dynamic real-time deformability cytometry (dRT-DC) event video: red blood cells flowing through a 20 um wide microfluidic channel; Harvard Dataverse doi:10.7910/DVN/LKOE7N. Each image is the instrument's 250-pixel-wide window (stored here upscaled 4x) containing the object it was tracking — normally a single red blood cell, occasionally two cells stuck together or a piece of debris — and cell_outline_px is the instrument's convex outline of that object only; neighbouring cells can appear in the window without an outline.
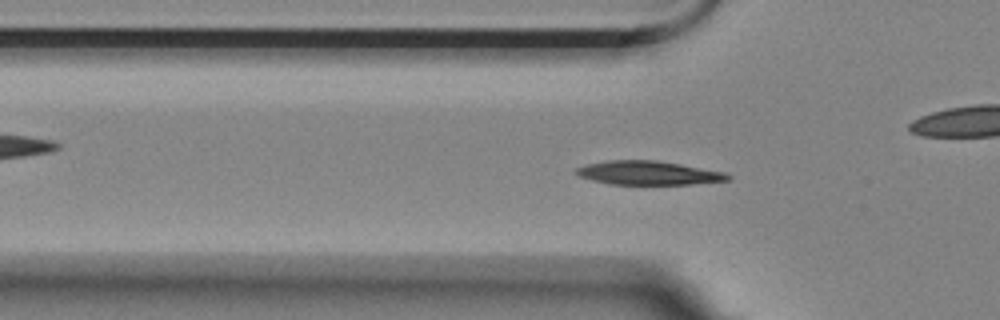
{"species": "Egyptian fruit bat (a non-hibernating species)", "species_latin": "Rousettus aegyptiacus", "temperature_condition": "room temperature", "stored_images_in_passage": 57, "camera_frame_rate_fps": 3000, "um_per_image_px": 0.085, "animal": {"sex": "female"}, "frame": {"image": 1, "passage_image": 17, "time_ms": 5.333, "image_size_px": [1000, 320], "cell_outline_px": [[732, 176], [728, 180], [688, 184], [612, 184], [592, 180], [580, 176], [572, 172], [576, 168], [588, 164], [608, 160], [656, 160], [680, 164], [724, 172]], "centroid_in_image_um": [55.07, 14.69], "position_along_channel_um": 70.7, "area_um2": 20.81}}
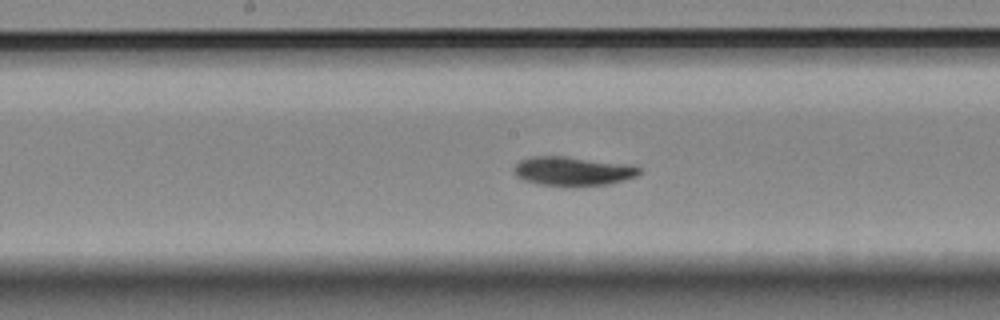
{"frame": {"image": 2, "passage_image": 28, "time_ms": 9.0, "image_size_px": [1000, 320], "cell_outline_px": [[640, 172], [636, 176], [624, 180], [608, 184], [576, 188], [540, 184], [524, 180], [516, 176], [512, 172], [512, 168], [520, 160], [532, 156], [564, 156], [632, 164], [640, 168]], "centroid_in_image_um": [48.68, 14.56], "position_along_channel_um": 199.5, "area_um2": 21.79}}
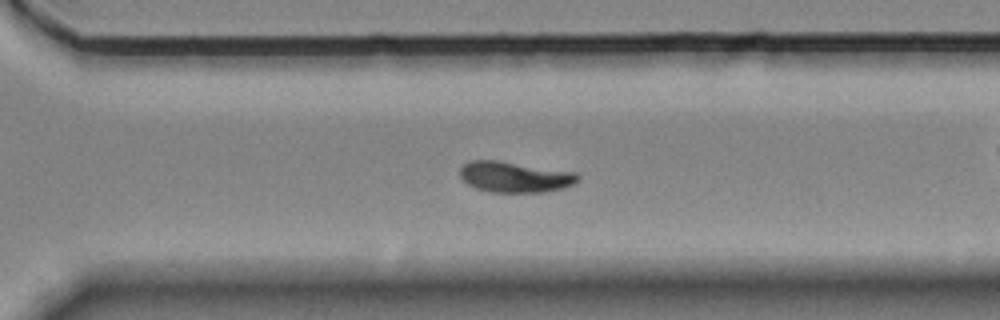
{"frame": {"image": 3, "passage_image": 39, "time_ms": 12.667, "image_size_px": [1000, 320], "cell_outline_px": [[580, 180], [564, 188], [544, 192], [488, 192], [476, 188], [468, 184], [460, 176], [460, 168], [464, 164], [472, 160], [496, 160], [576, 172], [580, 176]], "centroid_in_image_um": [43.77, 15.04], "position_along_channel_um": 326.8, "area_um2": 21.15}, "authors_computed_cell_mechanics": {"area_um2": 20.5768, "velocity_mm_per_s": 3.4895, "shape_relaxation_time_tau1_ms": 3.0435, "shape_relaxation_time_tau2_ms": null, "deformation_change_tau1": 0.136, "deformation_change_tau2": null}}